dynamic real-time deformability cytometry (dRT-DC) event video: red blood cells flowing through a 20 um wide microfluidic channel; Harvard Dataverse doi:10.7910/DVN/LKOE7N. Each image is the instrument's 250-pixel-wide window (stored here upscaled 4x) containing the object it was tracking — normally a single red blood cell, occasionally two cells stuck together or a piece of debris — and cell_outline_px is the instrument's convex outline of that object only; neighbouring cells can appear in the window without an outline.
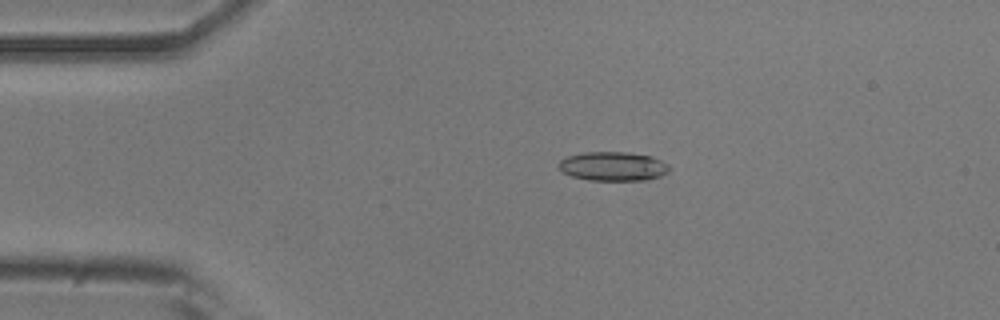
{"species": "common noctule bat (a hibernating species)", "species_latin": "Nyctalus noctula", "temperature_condition": "room temperature", "stored_images_in_passage": 53, "camera_frame_rate_fps": 3000, "um_per_image_px": 0.085, "animal": {"sex": "male", "body_mass_g": 20.5, "forearm_length_mm": 52.5}, "frame": {"image": 1, "passage_image": 11, "time_ms": 3.333, "image_size_px": [1000, 320], "cell_outline_px": [[672, 168], [668, 172], [660, 176], [644, 180], [588, 180], [572, 176], [564, 172], [560, 168], [560, 160], [568, 156], [584, 152], [628, 152], [652, 156], [668, 164]], "centroid_in_image_um": [52.15, 14.13], "position_along_channel_um": 32.8, "area_um2": 18.67}}
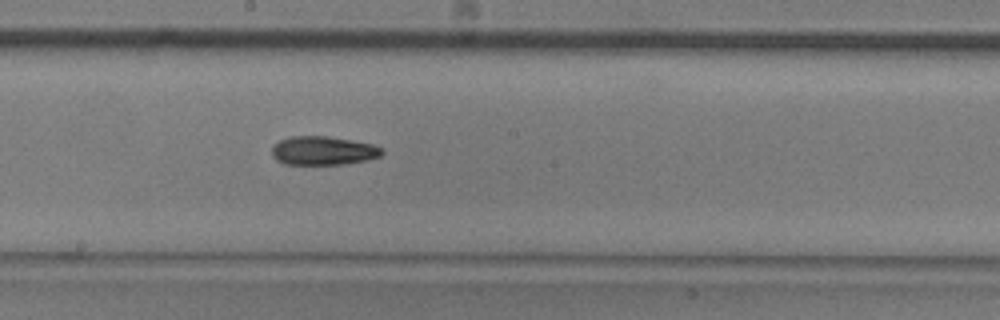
{"frame": {"image": 2, "passage_image": 29, "time_ms": 9.333, "image_size_px": [1000, 320], "cell_outline_px": [[384, 152], [380, 156], [368, 160], [340, 164], [284, 164], [276, 160], [272, 156], [272, 144], [280, 140], [292, 136], [328, 136], [372, 144], [384, 148]], "centroid_in_image_um": [27.46, 12.8], "position_along_channel_um": 220.7, "area_um2": 18.5}}
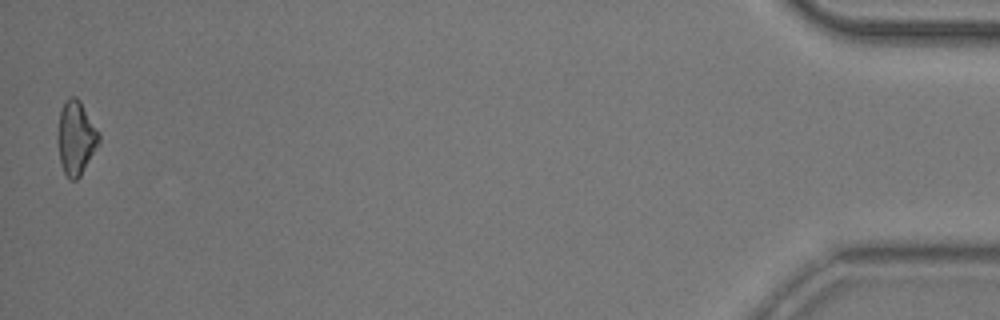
{"frame": {"image": 3, "passage_image": 53, "time_ms": 17.333, "image_size_px": [1000, 320], "cell_outline_px": [[100, 140], [80, 176], [76, 180], [72, 180], [64, 172], [60, 160], [56, 140], [56, 136], [60, 112], [68, 96], [76, 96], [80, 100], [100, 132]], "centroid_in_image_um": [6.44, 11.67], "position_along_channel_um": 428.8, "area_um2": 17.74}, "authors_computed_cell_mechanics": {"area_um2": 18.3226, "velocity_mm_per_s": 3.7921, "shape_relaxation_time_tau1_ms": 6.194, "shape_relaxation_time_tau2_ms": null, "deformation_change_tau1": 0.1473, "deformation_change_tau2": null}}